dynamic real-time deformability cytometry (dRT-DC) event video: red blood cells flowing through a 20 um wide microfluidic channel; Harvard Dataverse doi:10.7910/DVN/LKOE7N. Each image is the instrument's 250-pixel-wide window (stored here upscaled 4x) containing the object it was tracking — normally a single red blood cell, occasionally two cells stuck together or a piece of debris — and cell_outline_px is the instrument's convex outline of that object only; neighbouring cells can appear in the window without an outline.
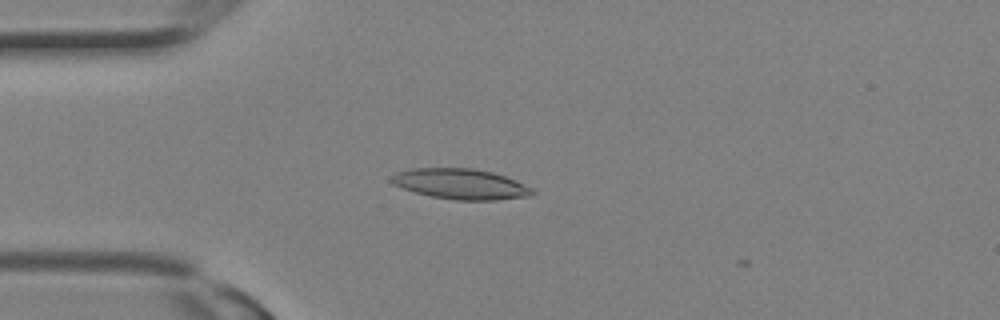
{"species": "Egyptian fruit bat (a non-hibernating species)", "species_latin": "Rousettus aegyptiacus", "temperature_condition": "room temperature", "stored_images_in_passage": 4, "camera_frame_rate_fps": 3000, "um_per_image_px": 0.085, "animal": {"sex": "female"}, "frame": {"image": 1, "passage_image": 2, "time_ms": 0.333, "image_size_px": [1000, 320], "cell_outline_px": [[536, 192], [528, 196], [496, 200], [456, 200], [432, 196], [416, 192], [392, 184], [388, 180], [388, 176], [396, 172], [412, 168], [472, 168], [492, 172], [504, 176], [532, 188]], "centroid_in_image_um": [39.09, 15.63], "position_along_channel_um": 45.9, "area_um2": 24.91}}